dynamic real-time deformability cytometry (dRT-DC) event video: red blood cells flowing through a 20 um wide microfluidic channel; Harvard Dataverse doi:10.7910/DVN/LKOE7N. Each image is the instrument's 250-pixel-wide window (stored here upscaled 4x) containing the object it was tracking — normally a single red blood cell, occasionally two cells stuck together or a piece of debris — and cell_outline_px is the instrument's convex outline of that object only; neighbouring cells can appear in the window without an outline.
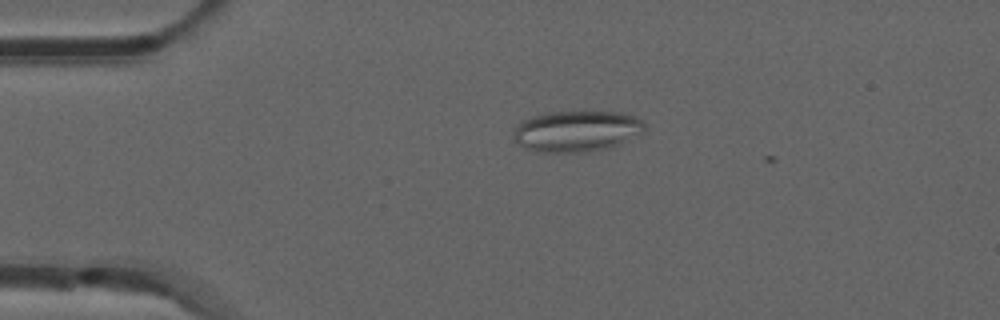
{"species": "common noctule bat (a hibernating species)", "species_latin": "Nyctalus noctula", "temperature_condition": "room temperature", "stored_images_in_passage": 6, "camera_frame_rate_fps": 3000, "um_per_image_px": 0.085, "animal": {"sex": "male", "forearm_length_mm": 52.5}, "frame": {"image": 1, "passage_image": 4, "time_ms": 1.0, "image_size_px": [1000, 320], "cell_outline_px": [[644, 132], [620, 144], [608, 148], [588, 152], [540, 152], [524, 148], [512, 136], [512, 132], [524, 120], [532, 116], [548, 112], [620, 112], [636, 116], [644, 120]], "centroid_in_image_um": [49.05, 11.15], "position_along_channel_um": 36.0, "area_um2": 31.44}}